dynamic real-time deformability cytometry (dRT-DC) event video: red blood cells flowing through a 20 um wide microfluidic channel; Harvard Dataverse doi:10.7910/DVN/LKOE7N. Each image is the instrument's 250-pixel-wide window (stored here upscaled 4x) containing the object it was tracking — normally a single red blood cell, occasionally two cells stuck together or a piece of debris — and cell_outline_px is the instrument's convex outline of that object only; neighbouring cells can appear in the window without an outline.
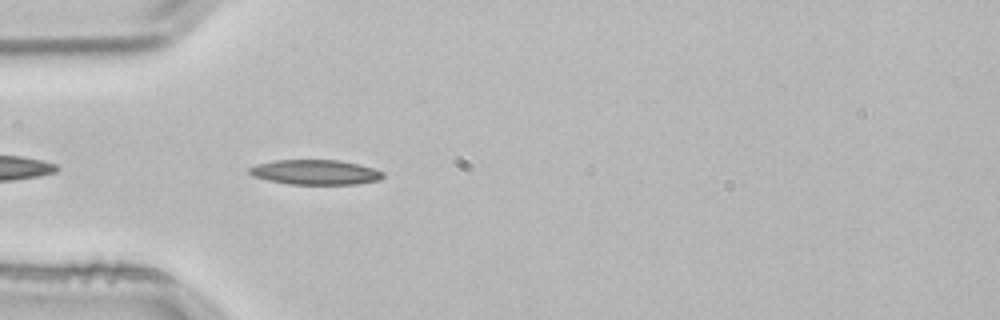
{"species": "common noctule bat (a hibernating species)", "species_latin": "Nyctalus noctula", "temperature_condition": "room temperature", "stored_images_in_passage": 4, "camera_frame_rate_fps": 3000, "um_per_image_px": 0.085, "animal": {"sex": "male", "body_mass_g": 21.5, "forearm_length_mm": 52.0}, "frame": {"image": 1, "passage_image": 4, "time_ms": 1.0, "image_size_px": [1000, 320], "cell_outline_px": [[384, 176], [380, 180], [360, 184], [288, 184], [268, 180], [252, 176], [248, 172], [248, 168], [256, 164], [276, 160], [340, 160], [372, 168], [384, 172]], "centroid_in_image_um": [26.79, 14.64], "position_along_channel_um": 58.2, "area_um2": 19.42}}